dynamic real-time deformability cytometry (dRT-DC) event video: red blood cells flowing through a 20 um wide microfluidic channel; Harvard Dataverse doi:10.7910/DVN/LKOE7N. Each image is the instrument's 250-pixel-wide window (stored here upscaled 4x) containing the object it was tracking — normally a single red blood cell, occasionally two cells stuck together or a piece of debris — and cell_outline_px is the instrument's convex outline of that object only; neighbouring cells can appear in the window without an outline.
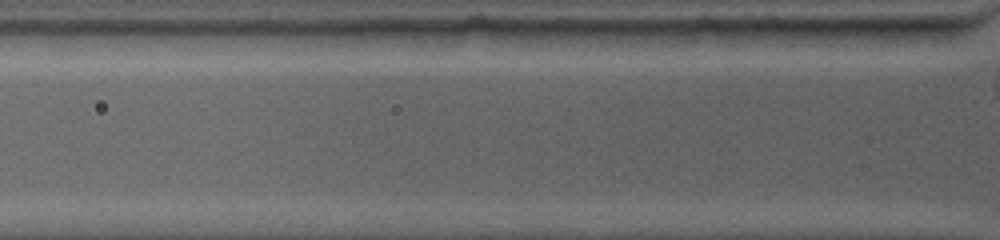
{"species": "common noctule bat (a hibernating species)", "species_latin": "Nyctalus noctula", "temperature_condition": "warm", "stored_images_in_passage": 3, "segment_of_instrument_passage": [1, 2], "camera_frame_rate_fps": 4500, "um_per_image_px": 0.085, "animal": {"sex": "female", "body_mass_g": 19.0, "forearm_length_mm": 53.3}, "frame": {"image": 1, "passage_image": 2, "time_ms": 0.444, "image_size_px": [1000, 240], "cell_outline_px": [[648, 32], [628, 44], [560, 44], [540, 36], [532, 32], [552, 28], [644, 28]], "centroid_in_image_um": [50.33, 3.01], "position_along_channel_um": 75.5, "area_um2": 11.04}}